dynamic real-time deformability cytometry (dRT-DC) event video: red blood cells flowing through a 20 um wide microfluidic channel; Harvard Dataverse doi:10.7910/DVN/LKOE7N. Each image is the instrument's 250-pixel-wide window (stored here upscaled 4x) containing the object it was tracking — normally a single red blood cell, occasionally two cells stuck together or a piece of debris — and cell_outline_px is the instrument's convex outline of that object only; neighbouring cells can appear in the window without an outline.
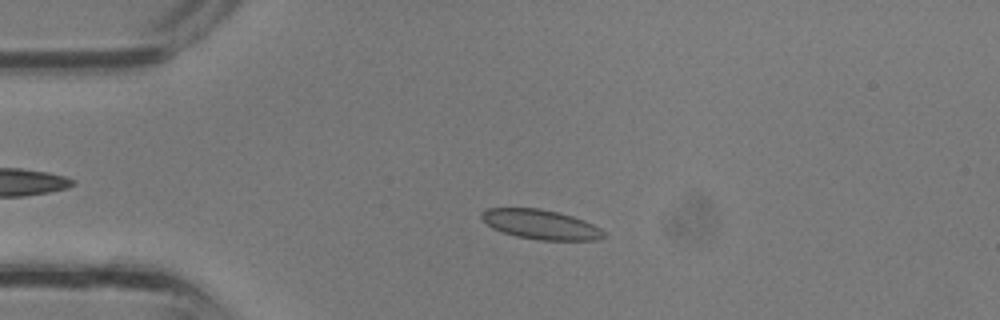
{"species": "common noctule bat (a hibernating species)", "species_latin": "Nyctalus noctula", "temperature_condition": "room temperature", "stored_images_in_passage": 35, "camera_frame_rate_fps": 3000, "um_per_image_px": 0.085, "animal": {"sex": "male", "body_mass_g": 13.3}, "frame": {"image": 1, "passage_image": 8, "time_ms": 2.333, "image_size_px": [1000, 320], "cell_outline_px": [[604, 236], [596, 240], [540, 240], [516, 236], [492, 228], [480, 216], [480, 212], [488, 208], [540, 208], [560, 212], [584, 220], [600, 228], [604, 232]], "centroid_in_image_um": [45.95, 19.07], "position_along_channel_um": 39.0, "area_um2": 20.98}}
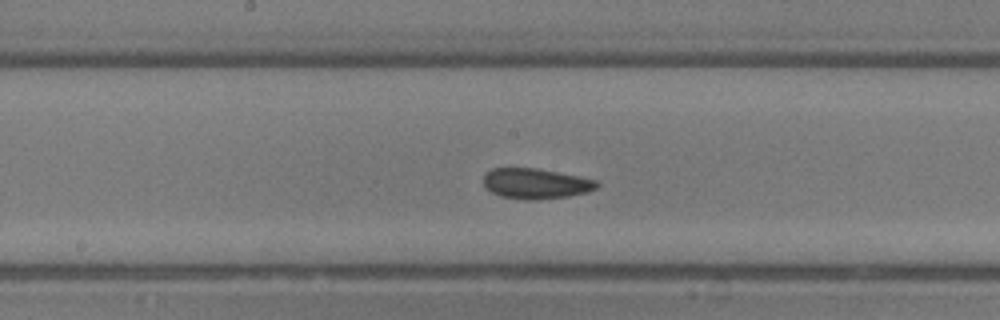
{"frame": {"image": 2, "passage_image": 18, "time_ms": 5.667, "image_size_px": [1000, 320], "cell_outline_px": [[600, 184], [596, 188], [588, 192], [568, 196], [536, 200], [528, 200], [500, 196], [492, 192], [484, 184], [484, 176], [492, 168], [536, 168], [580, 176], [596, 180]], "centroid_in_image_um": [45.57, 15.6], "position_along_channel_um": 202.6, "area_um2": 20.0}}
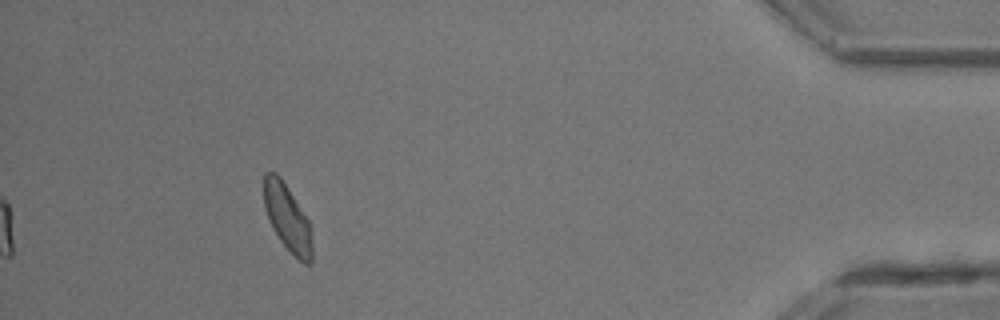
{"frame": {"image": 3, "passage_image": 32, "time_ms": 10.333, "image_size_px": [1000, 320], "cell_outline_px": [[312, 264], [304, 264], [280, 240], [272, 228], [264, 208], [264, 172], [276, 172], [280, 176], [308, 220], [312, 228]], "centroid_in_image_um": [24.44, 18.52], "position_along_channel_um": 410.8, "area_um2": 18.61}}